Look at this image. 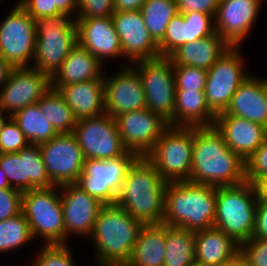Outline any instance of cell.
Returning <instances> with one entry per match:
<instances>
[{
    "mask_svg": "<svg viewBox=\"0 0 267 266\" xmlns=\"http://www.w3.org/2000/svg\"><path fill=\"white\" fill-rule=\"evenodd\" d=\"M78 44L87 49L104 65V60L123 57L120 38L112 16L77 18Z\"/></svg>",
    "mask_w": 267,
    "mask_h": 266,
    "instance_id": "7402d4cb",
    "label": "cell"
},
{
    "mask_svg": "<svg viewBox=\"0 0 267 266\" xmlns=\"http://www.w3.org/2000/svg\"><path fill=\"white\" fill-rule=\"evenodd\" d=\"M220 266H248L243 257L238 254L232 260L225 262Z\"/></svg>",
    "mask_w": 267,
    "mask_h": 266,
    "instance_id": "f5cc1de1",
    "label": "cell"
},
{
    "mask_svg": "<svg viewBox=\"0 0 267 266\" xmlns=\"http://www.w3.org/2000/svg\"><path fill=\"white\" fill-rule=\"evenodd\" d=\"M33 241L29 224L21 212L18 215L0 221V253L14 251Z\"/></svg>",
    "mask_w": 267,
    "mask_h": 266,
    "instance_id": "e575fe53",
    "label": "cell"
},
{
    "mask_svg": "<svg viewBox=\"0 0 267 266\" xmlns=\"http://www.w3.org/2000/svg\"><path fill=\"white\" fill-rule=\"evenodd\" d=\"M258 198L252 183L216 187L214 227L239 245L253 237Z\"/></svg>",
    "mask_w": 267,
    "mask_h": 266,
    "instance_id": "8992f818",
    "label": "cell"
},
{
    "mask_svg": "<svg viewBox=\"0 0 267 266\" xmlns=\"http://www.w3.org/2000/svg\"><path fill=\"white\" fill-rule=\"evenodd\" d=\"M189 181L214 187L246 181L245 161L226 145L214 125L194 127Z\"/></svg>",
    "mask_w": 267,
    "mask_h": 266,
    "instance_id": "6da1fadb",
    "label": "cell"
},
{
    "mask_svg": "<svg viewBox=\"0 0 267 266\" xmlns=\"http://www.w3.org/2000/svg\"><path fill=\"white\" fill-rule=\"evenodd\" d=\"M121 142L127 151L145 157L169 126L160 115L140 109L114 117Z\"/></svg>",
    "mask_w": 267,
    "mask_h": 266,
    "instance_id": "2e32d148",
    "label": "cell"
},
{
    "mask_svg": "<svg viewBox=\"0 0 267 266\" xmlns=\"http://www.w3.org/2000/svg\"><path fill=\"white\" fill-rule=\"evenodd\" d=\"M102 63L78 43L69 52L60 69L51 78V86H64L90 80H102Z\"/></svg>",
    "mask_w": 267,
    "mask_h": 266,
    "instance_id": "484cf974",
    "label": "cell"
},
{
    "mask_svg": "<svg viewBox=\"0 0 267 266\" xmlns=\"http://www.w3.org/2000/svg\"><path fill=\"white\" fill-rule=\"evenodd\" d=\"M122 67L115 75H104L105 112L112 117L147 108L138 72L131 65Z\"/></svg>",
    "mask_w": 267,
    "mask_h": 266,
    "instance_id": "d6986e66",
    "label": "cell"
},
{
    "mask_svg": "<svg viewBox=\"0 0 267 266\" xmlns=\"http://www.w3.org/2000/svg\"><path fill=\"white\" fill-rule=\"evenodd\" d=\"M181 13L185 22V43L208 37L216 32L214 17L210 14L198 11Z\"/></svg>",
    "mask_w": 267,
    "mask_h": 266,
    "instance_id": "d590c367",
    "label": "cell"
},
{
    "mask_svg": "<svg viewBox=\"0 0 267 266\" xmlns=\"http://www.w3.org/2000/svg\"><path fill=\"white\" fill-rule=\"evenodd\" d=\"M32 266H75L68 245H44Z\"/></svg>",
    "mask_w": 267,
    "mask_h": 266,
    "instance_id": "f35d334b",
    "label": "cell"
},
{
    "mask_svg": "<svg viewBox=\"0 0 267 266\" xmlns=\"http://www.w3.org/2000/svg\"><path fill=\"white\" fill-rule=\"evenodd\" d=\"M194 127L168 126L145 158L168 182L190 180Z\"/></svg>",
    "mask_w": 267,
    "mask_h": 266,
    "instance_id": "ba28073f",
    "label": "cell"
},
{
    "mask_svg": "<svg viewBox=\"0 0 267 266\" xmlns=\"http://www.w3.org/2000/svg\"><path fill=\"white\" fill-rule=\"evenodd\" d=\"M47 174L55 186L76 184L85 158L73 133L57 134L39 144Z\"/></svg>",
    "mask_w": 267,
    "mask_h": 266,
    "instance_id": "5bb4252c",
    "label": "cell"
},
{
    "mask_svg": "<svg viewBox=\"0 0 267 266\" xmlns=\"http://www.w3.org/2000/svg\"><path fill=\"white\" fill-rule=\"evenodd\" d=\"M30 142L18 124L11 118L0 135V153H14L28 147Z\"/></svg>",
    "mask_w": 267,
    "mask_h": 266,
    "instance_id": "ab89813d",
    "label": "cell"
},
{
    "mask_svg": "<svg viewBox=\"0 0 267 266\" xmlns=\"http://www.w3.org/2000/svg\"><path fill=\"white\" fill-rule=\"evenodd\" d=\"M35 43V19L17 2L0 23V55L12 68L31 67Z\"/></svg>",
    "mask_w": 267,
    "mask_h": 266,
    "instance_id": "8fae6325",
    "label": "cell"
},
{
    "mask_svg": "<svg viewBox=\"0 0 267 266\" xmlns=\"http://www.w3.org/2000/svg\"><path fill=\"white\" fill-rule=\"evenodd\" d=\"M167 182L145 158L130 167L116 204L143 225L162 224Z\"/></svg>",
    "mask_w": 267,
    "mask_h": 266,
    "instance_id": "7a4b0ae2",
    "label": "cell"
},
{
    "mask_svg": "<svg viewBox=\"0 0 267 266\" xmlns=\"http://www.w3.org/2000/svg\"><path fill=\"white\" fill-rule=\"evenodd\" d=\"M12 119L18 124L30 144L39 145L59 134L44 117L37 103L17 111Z\"/></svg>",
    "mask_w": 267,
    "mask_h": 266,
    "instance_id": "1f68e13d",
    "label": "cell"
},
{
    "mask_svg": "<svg viewBox=\"0 0 267 266\" xmlns=\"http://www.w3.org/2000/svg\"><path fill=\"white\" fill-rule=\"evenodd\" d=\"M142 18L154 40L159 43L171 18L178 12L175 0H146L140 9Z\"/></svg>",
    "mask_w": 267,
    "mask_h": 266,
    "instance_id": "836d02e7",
    "label": "cell"
},
{
    "mask_svg": "<svg viewBox=\"0 0 267 266\" xmlns=\"http://www.w3.org/2000/svg\"><path fill=\"white\" fill-rule=\"evenodd\" d=\"M215 117L207 105L204 91L176 90L173 126H212Z\"/></svg>",
    "mask_w": 267,
    "mask_h": 266,
    "instance_id": "f546056e",
    "label": "cell"
},
{
    "mask_svg": "<svg viewBox=\"0 0 267 266\" xmlns=\"http://www.w3.org/2000/svg\"><path fill=\"white\" fill-rule=\"evenodd\" d=\"M216 187L189 180L168 182L162 224L197 232L214 227Z\"/></svg>",
    "mask_w": 267,
    "mask_h": 266,
    "instance_id": "3957f363",
    "label": "cell"
},
{
    "mask_svg": "<svg viewBox=\"0 0 267 266\" xmlns=\"http://www.w3.org/2000/svg\"><path fill=\"white\" fill-rule=\"evenodd\" d=\"M6 113H4L2 110H0V135H1V132L3 131V128L5 126V124L12 118V116H4ZM7 118V119H6Z\"/></svg>",
    "mask_w": 267,
    "mask_h": 266,
    "instance_id": "11a10c76",
    "label": "cell"
},
{
    "mask_svg": "<svg viewBox=\"0 0 267 266\" xmlns=\"http://www.w3.org/2000/svg\"><path fill=\"white\" fill-rule=\"evenodd\" d=\"M252 184L258 200L267 201V174H262Z\"/></svg>",
    "mask_w": 267,
    "mask_h": 266,
    "instance_id": "f907efd6",
    "label": "cell"
},
{
    "mask_svg": "<svg viewBox=\"0 0 267 266\" xmlns=\"http://www.w3.org/2000/svg\"><path fill=\"white\" fill-rule=\"evenodd\" d=\"M112 18L123 59L127 57V60L136 62L160 56L159 45L148 31L140 10L114 12Z\"/></svg>",
    "mask_w": 267,
    "mask_h": 266,
    "instance_id": "ffe728a7",
    "label": "cell"
},
{
    "mask_svg": "<svg viewBox=\"0 0 267 266\" xmlns=\"http://www.w3.org/2000/svg\"><path fill=\"white\" fill-rule=\"evenodd\" d=\"M195 261V232L166 225L163 266H188Z\"/></svg>",
    "mask_w": 267,
    "mask_h": 266,
    "instance_id": "4dcf8cb0",
    "label": "cell"
},
{
    "mask_svg": "<svg viewBox=\"0 0 267 266\" xmlns=\"http://www.w3.org/2000/svg\"><path fill=\"white\" fill-rule=\"evenodd\" d=\"M183 13L177 12L169 21L163 39L158 43L160 56L169 57L181 45L185 44V26Z\"/></svg>",
    "mask_w": 267,
    "mask_h": 266,
    "instance_id": "74e56055",
    "label": "cell"
},
{
    "mask_svg": "<svg viewBox=\"0 0 267 266\" xmlns=\"http://www.w3.org/2000/svg\"><path fill=\"white\" fill-rule=\"evenodd\" d=\"M176 90L204 91L207 70L187 65H173Z\"/></svg>",
    "mask_w": 267,
    "mask_h": 266,
    "instance_id": "8d00e7d4",
    "label": "cell"
},
{
    "mask_svg": "<svg viewBox=\"0 0 267 266\" xmlns=\"http://www.w3.org/2000/svg\"><path fill=\"white\" fill-rule=\"evenodd\" d=\"M262 174H267V139L245 161L246 181L253 183Z\"/></svg>",
    "mask_w": 267,
    "mask_h": 266,
    "instance_id": "7bdbcfd3",
    "label": "cell"
},
{
    "mask_svg": "<svg viewBox=\"0 0 267 266\" xmlns=\"http://www.w3.org/2000/svg\"><path fill=\"white\" fill-rule=\"evenodd\" d=\"M138 158L126 151L114 159H87L76 185L104 205L115 204L127 172Z\"/></svg>",
    "mask_w": 267,
    "mask_h": 266,
    "instance_id": "30bf717a",
    "label": "cell"
},
{
    "mask_svg": "<svg viewBox=\"0 0 267 266\" xmlns=\"http://www.w3.org/2000/svg\"><path fill=\"white\" fill-rule=\"evenodd\" d=\"M131 66L141 78L147 109L173 126L176 88L170 57L142 59L131 63Z\"/></svg>",
    "mask_w": 267,
    "mask_h": 266,
    "instance_id": "9c48e42d",
    "label": "cell"
},
{
    "mask_svg": "<svg viewBox=\"0 0 267 266\" xmlns=\"http://www.w3.org/2000/svg\"><path fill=\"white\" fill-rule=\"evenodd\" d=\"M230 46L215 32L214 34L185 43L169 57L173 65H187L210 69Z\"/></svg>",
    "mask_w": 267,
    "mask_h": 266,
    "instance_id": "83f0119b",
    "label": "cell"
},
{
    "mask_svg": "<svg viewBox=\"0 0 267 266\" xmlns=\"http://www.w3.org/2000/svg\"><path fill=\"white\" fill-rule=\"evenodd\" d=\"M253 237L267 239V201L258 200L257 202Z\"/></svg>",
    "mask_w": 267,
    "mask_h": 266,
    "instance_id": "7dc6e473",
    "label": "cell"
},
{
    "mask_svg": "<svg viewBox=\"0 0 267 266\" xmlns=\"http://www.w3.org/2000/svg\"><path fill=\"white\" fill-rule=\"evenodd\" d=\"M146 0H114V12L140 10Z\"/></svg>",
    "mask_w": 267,
    "mask_h": 266,
    "instance_id": "681fc988",
    "label": "cell"
},
{
    "mask_svg": "<svg viewBox=\"0 0 267 266\" xmlns=\"http://www.w3.org/2000/svg\"><path fill=\"white\" fill-rule=\"evenodd\" d=\"M37 104L59 134L73 133L77 119L58 90L51 87Z\"/></svg>",
    "mask_w": 267,
    "mask_h": 266,
    "instance_id": "d6a6232c",
    "label": "cell"
},
{
    "mask_svg": "<svg viewBox=\"0 0 267 266\" xmlns=\"http://www.w3.org/2000/svg\"><path fill=\"white\" fill-rule=\"evenodd\" d=\"M143 224L115 204L103 205L89 235L98 266H125Z\"/></svg>",
    "mask_w": 267,
    "mask_h": 266,
    "instance_id": "277c9868",
    "label": "cell"
},
{
    "mask_svg": "<svg viewBox=\"0 0 267 266\" xmlns=\"http://www.w3.org/2000/svg\"><path fill=\"white\" fill-rule=\"evenodd\" d=\"M12 67L7 63V61L0 55V89L5 83L8 77L9 71Z\"/></svg>",
    "mask_w": 267,
    "mask_h": 266,
    "instance_id": "816d5d0a",
    "label": "cell"
},
{
    "mask_svg": "<svg viewBox=\"0 0 267 266\" xmlns=\"http://www.w3.org/2000/svg\"><path fill=\"white\" fill-rule=\"evenodd\" d=\"M178 12L198 11L215 18L219 0H175Z\"/></svg>",
    "mask_w": 267,
    "mask_h": 266,
    "instance_id": "f6af8a7d",
    "label": "cell"
},
{
    "mask_svg": "<svg viewBox=\"0 0 267 266\" xmlns=\"http://www.w3.org/2000/svg\"><path fill=\"white\" fill-rule=\"evenodd\" d=\"M11 188L4 171L0 168V189Z\"/></svg>",
    "mask_w": 267,
    "mask_h": 266,
    "instance_id": "db71d44e",
    "label": "cell"
},
{
    "mask_svg": "<svg viewBox=\"0 0 267 266\" xmlns=\"http://www.w3.org/2000/svg\"><path fill=\"white\" fill-rule=\"evenodd\" d=\"M22 209V192L14 188L0 189V221L12 218Z\"/></svg>",
    "mask_w": 267,
    "mask_h": 266,
    "instance_id": "ee69618b",
    "label": "cell"
},
{
    "mask_svg": "<svg viewBox=\"0 0 267 266\" xmlns=\"http://www.w3.org/2000/svg\"><path fill=\"white\" fill-rule=\"evenodd\" d=\"M73 135L85 160L114 159L127 151L121 142L114 117L106 113L77 120Z\"/></svg>",
    "mask_w": 267,
    "mask_h": 266,
    "instance_id": "4fadbf2b",
    "label": "cell"
},
{
    "mask_svg": "<svg viewBox=\"0 0 267 266\" xmlns=\"http://www.w3.org/2000/svg\"><path fill=\"white\" fill-rule=\"evenodd\" d=\"M58 90L66 104L72 109L77 120L105 114L104 78L73 83L64 86H51Z\"/></svg>",
    "mask_w": 267,
    "mask_h": 266,
    "instance_id": "d4e9b609",
    "label": "cell"
},
{
    "mask_svg": "<svg viewBox=\"0 0 267 266\" xmlns=\"http://www.w3.org/2000/svg\"><path fill=\"white\" fill-rule=\"evenodd\" d=\"M18 4L34 19L52 16V0H18Z\"/></svg>",
    "mask_w": 267,
    "mask_h": 266,
    "instance_id": "bcb514c9",
    "label": "cell"
},
{
    "mask_svg": "<svg viewBox=\"0 0 267 266\" xmlns=\"http://www.w3.org/2000/svg\"><path fill=\"white\" fill-rule=\"evenodd\" d=\"M213 125L222 134L226 145L244 161L267 139L264 126L226 112L216 115Z\"/></svg>",
    "mask_w": 267,
    "mask_h": 266,
    "instance_id": "603a6c76",
    "label": "cell"
},
{
    "mask_svg": "<svg viewBox=\"0 0 267 266\" xmlns=\"http://www.w3.org/2000/svg\"><path fill=\"white\" fill-rule=\"evenodd\" d=\"M35 24V54L31 67L52 78L78 43L77 16L69 13L41 16L35 19Z\"/></svg>",
    "mask_w": 267,
    "mask_h": 266,
    "instance_id": "5b68a950",
    "label": "cell"
},
{
    "mask_svg": "<svg viewBox=\"0 0 267 266\" xmlns=\"http://www.w3.org/2000/svg\"><path fill=\"white\" fill-rule=\"evenodd\" d=\"M21 212L29 224L33 239L41 236L45 241L43 245H65L59 186L23 192Z\"/></svg>",
    "mask_w": 267,
    "mask_h": 266,
    "instance_id": "52a82bcc",
    "label": "cell"
},
{
    "mask_svg": "<svg viewBox=\"0 0 267 266\" xmlns=\"http://www.w3.org/2000/svg\"><path fill=\"white\" fill-rule=\"evenodd\" d=\"M239 254V244L222 230L211 227L195 232V261L220 266Z\"/></svg>",
    "mask_w": 267,
    "mask_h": 266,
    "instance_id": "4316f807",
    "label": "cell"
},
{
    "mask_svg": "<svg viewBox=\"0 0 267 266\" xmlns=\"http://www.w3.org/2000/svg\"><path fill=\"white\" fill-rule=\"evenodd\" d=\"M51 88V78L32 67L12 68L0 89V110L13 116L36 104Z\"/></svg>",
    "mask_w": 267,
    "mask_h": 266,
    "instance_id": "9a60e30c",
    "label": "cell"
},
{
    "mask_svg": "<svg viewBox=\"0 0 267 266\" xmlns=\"http://www.w3.org/2000/svg\"><path fill=\"white\" fill-rule=\"evenodd\" d=\"M265 0H219L215 31L230 46L239 47L247 38Z\"/></svg>",
    "mask_w": 267,
    "mask_h": 266,
    "instance_id": "ac0fdd59",
    "label": "cell"
},
{
    "mask_svg": "<svg viewBox=\"0 0 267 266\" xmlns=\"http://www.w3.org/2000/svg\"><path fill=\"white\" fill-rule=\"evenodd\" d=\"M239 254L248 266H267V239L252 237L239 245Z\"/></svg>",
    "mask_w": 267,
    "mask_h": 266,
    "instance_id": "60d3db41",
    "label": "cell"
},
{
    "mask_svg": "<svg viewBox=\"0 0 267 266\" xmlns=\"http://www.w3.org/2000/svg\"><path fill=\"white\" fill-rule=\"evenodd\" d=\"M59 188L65 225V245H67L66 241L71 234L89 237L104 204L76 184H65Z\"/></svg>",
    "mask_w": 267,
    "mask_h": 266,
    "instance_id": "44dd1931",
    "label": "cell"
},
{
    "mask_svg": "<svg viewBox=\"0 0 267 266\" xmlns=\"http://www.w3.org/2000/svg\"><path fill=\"white\" fill-rule=\"evenodd\" d=\"M0 168L10 186L22 193L55 186L47 174L39 145L30 144L19 152L0 153Z\"/></svg>",
    "mask_w": 267,
    "mask_h": 266,
    "instance_id": "e0dca14e",
    "label": "cell"
},
{
    "mask_svg": "<svg viewBox=\"0 0 267 266\" xmlns=\"http://www.w3.org/2000/svg\"><path fill=\"white\" fill-rule=\"evenodd\" d=\"M166 248V225H143L137 234L132 254L125 266H163Z\"/></svg>",
    "mask_w": 267,
    "mask_h": 266,
    "instance_id": "f1b7e54d",
    "label": "cell"
},
{
    "mask_svg": "<svg viewBox=\"0 0 267 266\" xmlns=\"http://www.w3.org/2000/svg\"><path fill=\"white\" fill-rule=\"evenodd\" d=\"M255 78L249 75L240 84L225 112L267 128V77Z\"/></svg>",
    "mask_w": 267,
    "mask_h": 266,
    "instance_id": "cb8c5ba5",
    "label": "cell"
},
{
    "mask_svg": "<svg viewBox=\"0 0 267 266\" xmlns=\"http://www.w3.org/2000/svg\"><path fill=\"white\" fill-rule=\"evenodd\" d=\"M188 266H204L196 261L192 262L191 264H189Z\"/></svg>",
    "mask_w": 267,
    "mask_h": 266,
    "instance_id": "9f6ffc18",
    "label": "cell"
},
{
    "mask_svg": "<svg viewBox=\"0 0 267 266\" xmlns=\"http://www.w3.org/2000/svg\"><path fill=\"white\" fill-rule=\"evenodd\" d=\"M237 48L230 47L207 70L204 94L207 105L215 115L228 109L234 93L240 84L249 77L244 71L242 54L239 53V48Z\"/></svg>",
    "mask_w": 267,
    "mask_h": 266,
    "instance_id": "7c38bea8",
    "label": "cell"
},
{
    "mask_svg": "<svg viewBox=\"0 0 267 266\" xmlns=\"http://www.w3.org/2000/svg\"><path fill=\"white\" fill-rule=\"evenodd\" d=\"M78 10V0H52V15L59 13L76 14Z\"/></svg>",
    "mask_w": 267,
    "mask_h": 266,
    "instance_id": "c3c4849f",
    "label": "cell"
},
{
    "mask_svg": "<svg viewBox=\"0 0 267 266\" xmlns=\"http://www.w3.org/2000/svg\"><path fill=\"white\" fill-rule=\"evenodd\" d=\"M114 0H78L77 18L112 16Z\"/></svg>",
    "mask_w": 267,
    "mask_h": 266,
    "instance_id": "b9f144b4",
    "label": "cell"
}]
</instances>
